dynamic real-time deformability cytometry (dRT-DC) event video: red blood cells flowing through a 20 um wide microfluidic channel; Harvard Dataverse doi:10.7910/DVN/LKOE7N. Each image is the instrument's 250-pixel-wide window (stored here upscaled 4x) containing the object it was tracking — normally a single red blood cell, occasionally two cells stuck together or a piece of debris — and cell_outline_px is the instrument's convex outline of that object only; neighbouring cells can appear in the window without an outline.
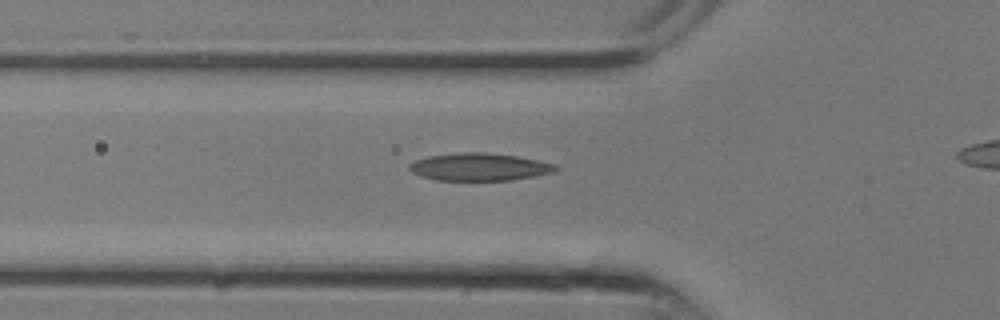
{"species": "common noctule bat (a hibernating species)", "species_latin": "Nyctalus noctula", "temperature_condition": "room temperature", "stored_images_in_passage": 15, "camera_frame_rate_fps": 3000, "um_per_image_px": 0.085, "animal": {"sex": "male", "body_mass_g": 13.3}, "frame": {"image": 1, "passage_image": 6, "time_ms": 1.667, "image_size_px": [1000, 320], "cell_outline_px": [[560, 168], [552, 172], [536, 176], [512, 180], [436, 180], [420, 176], [412, 172], [408, 168], [408, 164], [416, 160], [428, 156], [460, 152], [488, 152], [520, 156], [556, 164]], "centroid_in_image_um": [40.76, 14.18], "position_along_channel_um": 85.0, "area_um2": 23.76}}
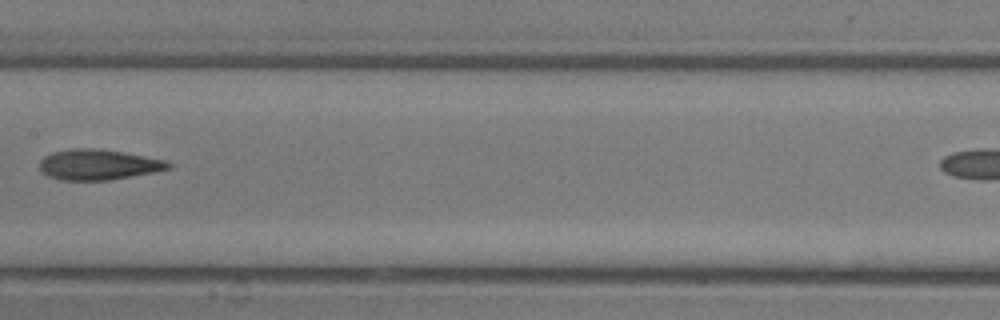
{"frame": {"image": 2, "passage_image": 10, "time_ms": 3.0, "image_size_px": [1000, 320], "cell_outline_px": [[172, 168], [152, 172], [108, 180], [60, 180], [48, 176], [40, 172], [40, 160], [44, 156], [52, 152], [72, 148], [96, 148], [124, 152], [164, 160], [172, 164]], "centroid_in_image_um": [8.31, 13.99], "position_along_channel_um": 199.1, "area_um2": 22.83}}
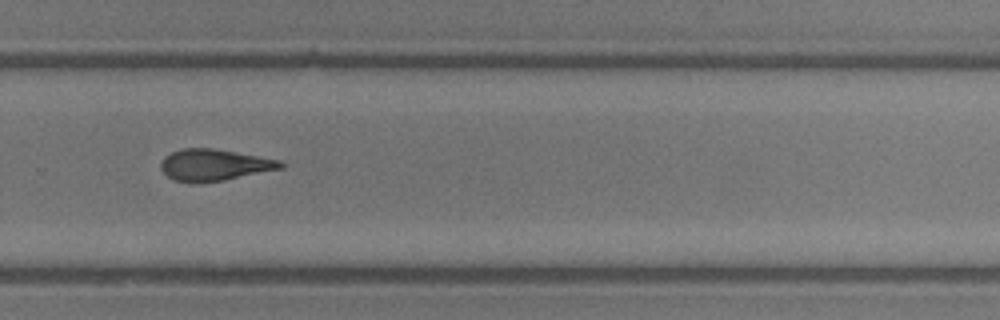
{"frame": {"image": 3, "passage_image": 14, "time_ms": 4.333, "image_size_px": [1000, 320], "cell_outline_px": [[288, 164], [284, 168], [224, 180], [200, 184], [192, 184], [172, 180], [160, 168], [160, 164], [164, 156], [180, 148], [212, 148], [280, 160]], "centroid_in_image_um": [18.2, 14.04], "position_along_channel_um": 311.6, "area_um2": 22.37}}